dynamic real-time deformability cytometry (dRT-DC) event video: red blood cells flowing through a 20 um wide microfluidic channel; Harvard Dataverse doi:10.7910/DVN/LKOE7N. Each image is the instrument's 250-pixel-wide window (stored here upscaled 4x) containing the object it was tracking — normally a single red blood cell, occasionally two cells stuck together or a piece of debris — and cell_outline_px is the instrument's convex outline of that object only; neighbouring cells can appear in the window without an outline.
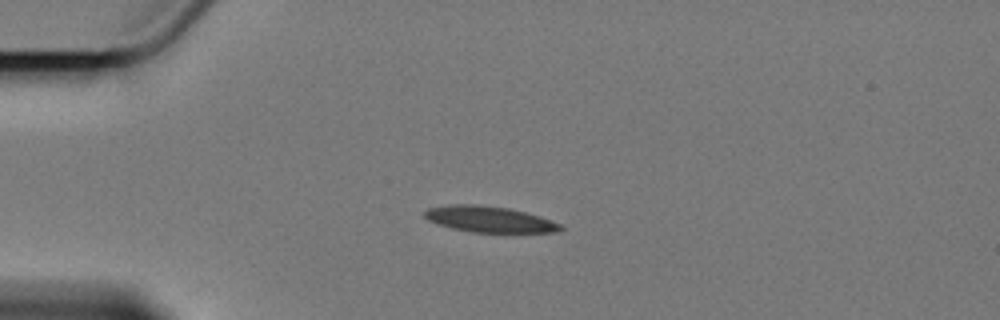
{"species": "Egyptian fruit bat (a non-hibernating species)", "species_latin": "Rousettus aegyptiacus", "temperature_condition": "cold", "stored_images_in_passage": 4, "camera_frame_rate_fps": 3000, "um_per_image_px": 0.085, "animal": {"sex": "female"}, "frame": {"image": 1, "passage_image": 2, "time_ms": 2.0, "image_size_px": [1000, 320], "cell_outline_px": [[564, 228], [556, 232], [472, 232], [452, 228], [428, 220], [424, 216], [424, 212], [428, 208], [452, 204], [472, 204], [508, 208], [540, 216], [552, 220], [560, 224]], "centroid_in_image_um": [41.6, 18.63], "position_along_channel_um": 43.4, "area_um2": 20.35}}
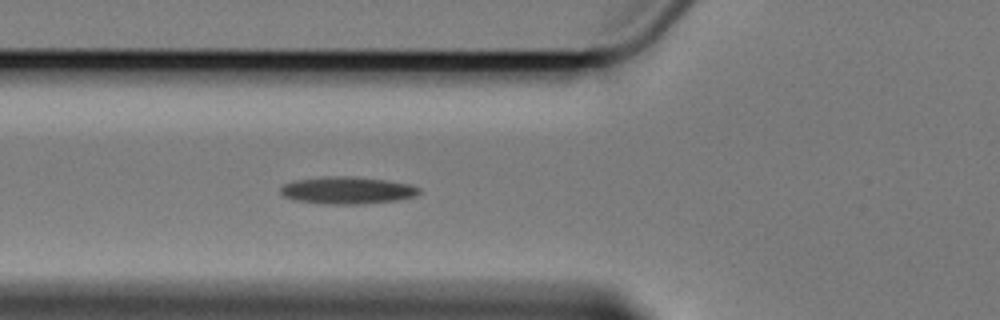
{"frame": {"image": 2, "passage_image": 4, "time_ms": 4.333, "image_size_px": [1000, 320], "cell_outline_px": [[420, 192], [416, 196], [396, 200], [360, 204], [320, 204], [292, 200], [284, 196], [280, 192], [280, 188], [284, 184], [296, 180], [340, 176], [344, 176], [384, 180], [412, 184], [420, 188]], "centroid_in_image_um": [29.52, 16.2], "position_along_channel_um": 96.3, "area_um2": 21.79}}